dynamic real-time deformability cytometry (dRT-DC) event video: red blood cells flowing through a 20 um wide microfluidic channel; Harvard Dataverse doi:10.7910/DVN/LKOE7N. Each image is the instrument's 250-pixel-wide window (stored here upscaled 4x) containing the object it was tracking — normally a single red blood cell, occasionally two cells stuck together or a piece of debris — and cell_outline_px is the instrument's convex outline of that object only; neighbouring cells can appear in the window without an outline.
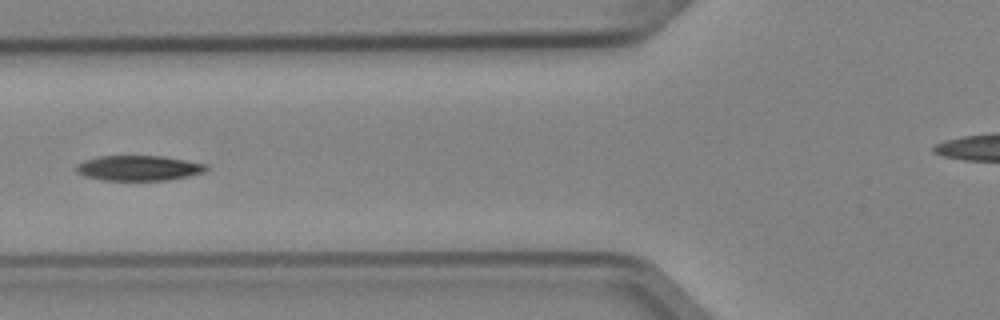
{"species": "Egyptian fruit bat (a non-hibernating species)", "species_latin": "Rousettus aegyptiacus", "temperature_condition": "cold", "stored_images_in_passage": 4, "camera_frame_rate_fps": 3000, "um_per_image_px": 0.085, "animal": {"sex": "female"}, "frame": {"image": 1, "passage_image": 4, "time_ms": 1.0, "image_size_px": [1000, 320], "cell_outline_px": [[208, 168], [204, 172], [188, 176], [168, 180], [104, 180], [88, 176], [76, 172], [76, 164], [84, 160], [100, 156], [164, 156], [208, 164]], "centroid_in_image_um": [11.82, 14.28], "position_along_channel_um": 114.0, "area_um2": 19.02}}